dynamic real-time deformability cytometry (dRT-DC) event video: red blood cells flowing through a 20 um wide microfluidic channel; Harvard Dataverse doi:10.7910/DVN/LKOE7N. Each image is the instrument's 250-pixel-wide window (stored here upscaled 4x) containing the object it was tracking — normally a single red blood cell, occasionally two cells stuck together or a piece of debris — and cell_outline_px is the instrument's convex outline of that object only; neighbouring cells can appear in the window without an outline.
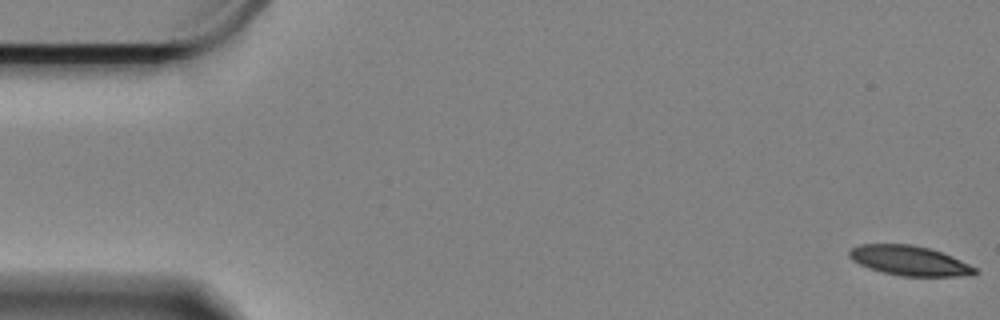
{"species": "Egyptian fruit bat (a non-hibernating species)", "species_latin": "Rousettus aegyptiacus", "temperature_condition": "cold", "stored_images_in_passage": 17, "camera_frame_rate_fps": 3000, "um_per_image_px": 0.085, "animal": {"sex": "female"}, "frame": {"image": 1, "passage_image": 1, "time_ms": 0.0, "image_size_px": [1000, 320], "cell_outline_px": [[980, 272], [972, 276], [900, 276], [884, 272], [860, 264], [852, 260], [848, 256], [848, 252], [852, 248], [860, 244], [912, 244], [944, 252], [976, 268]], "centroid_in_image_um": [77.35, 22.15], "position_along_channel_um": 7.7, "area_um2": 21.79}}